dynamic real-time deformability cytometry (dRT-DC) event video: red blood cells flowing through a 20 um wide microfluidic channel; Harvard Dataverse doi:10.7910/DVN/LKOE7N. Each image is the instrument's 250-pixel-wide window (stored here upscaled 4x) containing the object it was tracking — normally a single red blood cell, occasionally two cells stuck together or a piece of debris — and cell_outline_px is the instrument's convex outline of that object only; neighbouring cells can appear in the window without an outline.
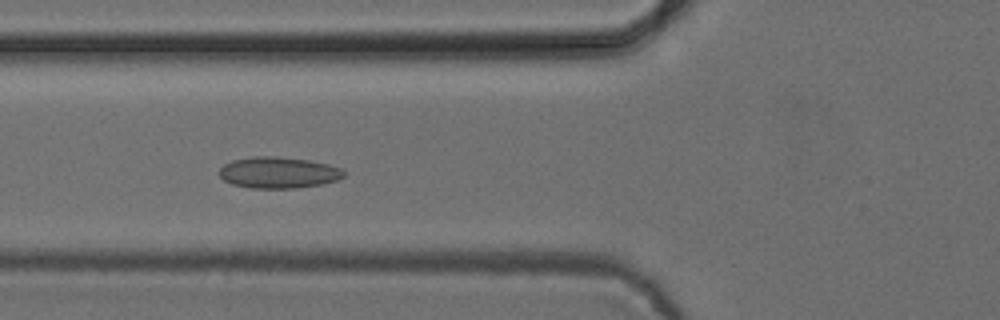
{"species": "common noctule bat (a hibernating species)", "species_latin": "Nyctalus noctula", "temperature_condition": "cold", "stored_images_in_passage": 42, "camera_frame_rate_fps": 3000, "um_per_image_px": 0.085, "animal": {"sex": "female", "body_mass_g": 24.6, "forearm_length_mm": 56.2}, "frame": {"image": 1, "passage_image": 13, "time_ms": 4.0, "image_size_px": [1000, 320], "cell_outline_px": [[344, 176], [336, 180], [324, 184], [296, 188], [252, 188], [232, 184], [224, 180], [220, 176], [220, 168], [224, 164], [232, 160], [252, 156], [276, 156], [308, 160], [328, 164], [340, 168], [344, 172]], "centroid_in_image_um": [23.66, 14.67], "position_along_channel_um": 102.1, "area_um2": 22.72}}
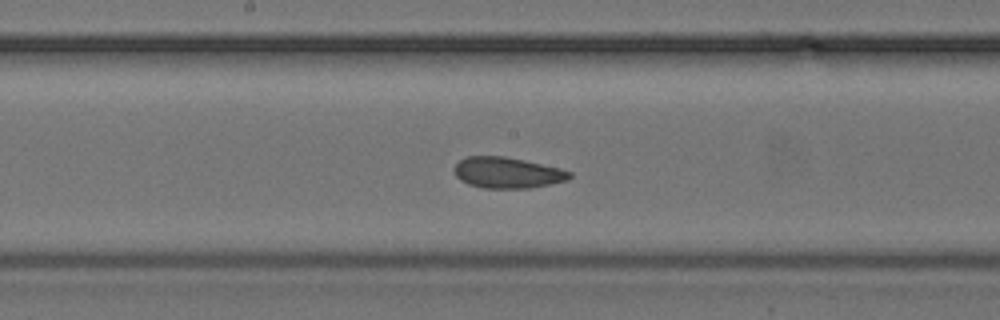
{"frame": {"image": 2, "passage_image": 21, "time_ms": 6.667, "image_size_px": [1000, 320], "cell_outline_px": [[572, 176], [568, 180], [532, 188], [484, 188], [468, 184], [460, 180], [456, 176], [452, 168], [460, 160], [468, 156], [504, 156], [524, 160], [560, 168], [572, 172]], "centroid_in_image_um": [43.12, 14.68], "position_along_channel_um": 205.1, "area_um2": 20.92}}
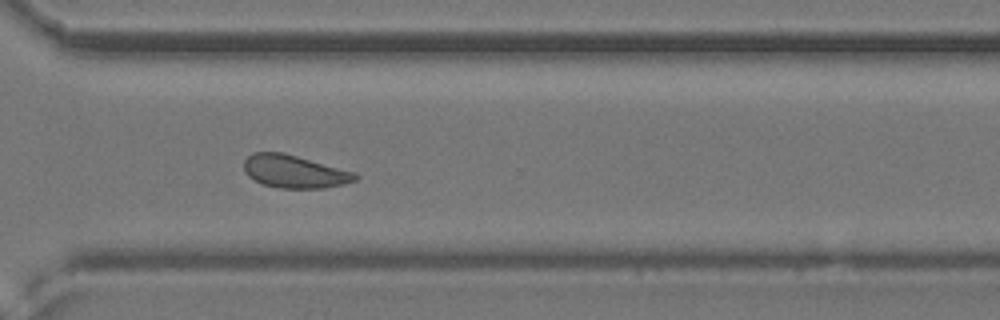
{"frame": {"image": 3, "passage_image": 32, "time_ms": 10.333, "image_size_px": [1000, 320], "cell_outline_px": [[360, 176], [356, 180], [344, 184], [324, 188], [280, 188], [264, 184], [248, 176], [244, 172], [244, 160], [252, 152], [284, 152], [356, 172]], "centroid_in_image_um": [25.05, 14.57], "position_along_channel_um": 345.6, "area_um2": 21.44}, "authors_computed_cell_mechanics": {"area_um2": 21.386, "velocity_mm_per_s": 3.836, "shape_relaxation_time_tau1_ms": 7.4394, "shape_relaxation_time_tau2_ms": 1.3753, "deformation_change_tau1": 0.099, "deformation_change_tau2": 0.0758}}